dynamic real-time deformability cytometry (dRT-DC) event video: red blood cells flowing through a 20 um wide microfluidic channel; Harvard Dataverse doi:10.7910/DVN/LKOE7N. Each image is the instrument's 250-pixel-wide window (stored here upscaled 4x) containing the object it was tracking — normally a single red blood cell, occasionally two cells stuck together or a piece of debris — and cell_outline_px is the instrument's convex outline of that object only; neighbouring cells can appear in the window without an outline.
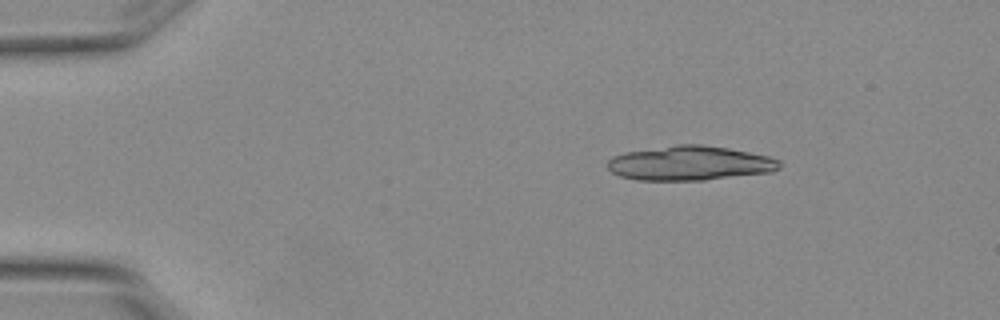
{"species": "Egyptian fruit bat (a non-hibernating species)", "species_latin": "Rousettus aegyptiacus", "temperature_condition": "warm", "stored_images_in_passage": 3, "camera_frame_rate_fps": 3000, "um_per_image_px": 0.085, "animal": {"sex": "female"}, "frame": {"image": 1, "passage_image": 1, "time_ms": 0.0, "image_size_px": [1000, 320], "cell_outline_px": [[780, 168], [772, 172], [704, 180], [636, 180], [620, 176], [612, 172], [608, 168], [608, 160], [612, 156], [624, 152], [676, 144], [700, 144], [728, 148], [768, 156], [780, 160]], "centroid_in_image_um": [58.62, 13.87], "position_along_channel_um": 26.4, "area_um2": 34.62}}